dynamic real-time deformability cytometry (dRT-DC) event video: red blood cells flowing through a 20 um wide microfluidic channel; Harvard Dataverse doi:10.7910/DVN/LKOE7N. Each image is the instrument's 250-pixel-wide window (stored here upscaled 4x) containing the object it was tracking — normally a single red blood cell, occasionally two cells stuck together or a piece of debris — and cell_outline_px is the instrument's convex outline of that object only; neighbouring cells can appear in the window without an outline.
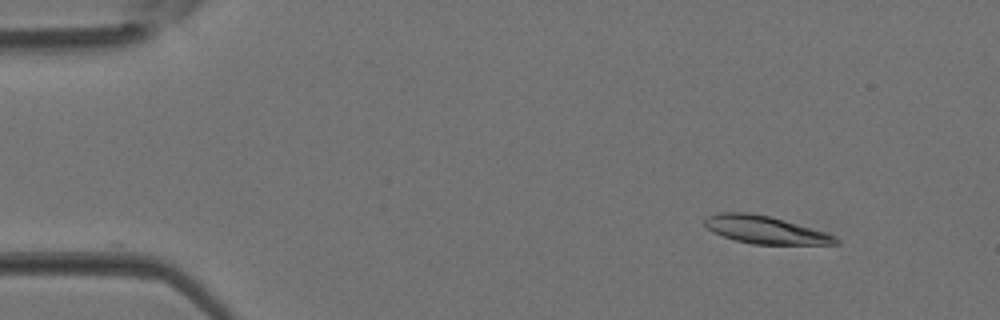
{"species": "Egyptian fruit bat (a non-hibernating species)", "species_latin": "Rousettus aegyptiacus", "temperature_condition": "room temperature", "stored_images_in_passage": 22, "camera_frame_rate_fps": 3000, "um_per_image_px": 0.085, "animal": {"sex": "female"}, "frame": {"image": 1, "passage_image": 1, "time_ms": 0.0, "image_size_px": [1000, 320], "cell_outline_px": [[840, 244], [752, 244], [736, 240], [712, 232], [704, 224], [704, 220], [708, 216], [716, 212], [748, 212], [772, 216], [824, 232], [836, 236], [840, 240]], "centroid_in_image_um": [65.03, 19.52], "position_along_channel_um": 20.0, "area_um2": 21.1}}
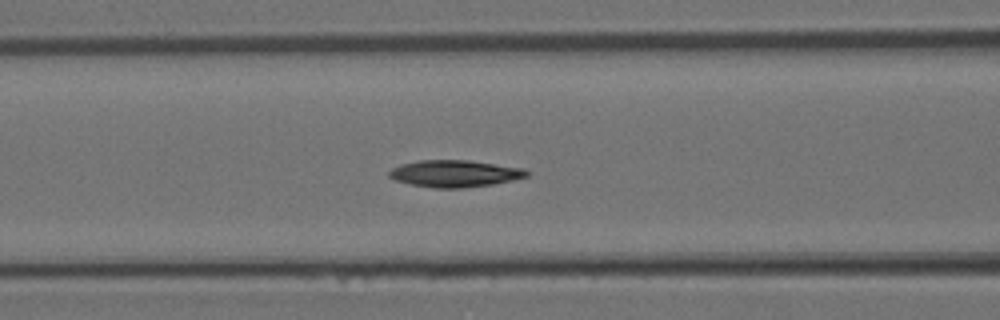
{"frame": {"image": 2, "passage_image": 12, "time_ms": 3.667, "image_size_px": [1000, 320], "cell_outline_px": [[528, 176], [512, 180], [492, 184], [460, 188], [436, 188], [412, 184], [396, 180], [388, 176], [388, 172], [392, 168], [400, 164], [420, 160], [468, 160], [524, 168], [528, 172]], "centroid_in_image_um": [38.64, 14.74], "position_along_channel_um": 128.0, "area_um2": 21.39}}
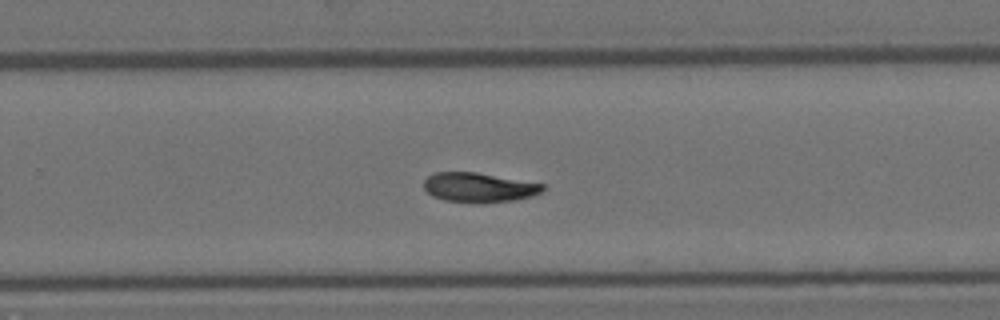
{"frame": {"image": 3, "passage_image": 21, "time_ms": 6.667, "image_size_px": [1000, 320], "cell_outline_px": [[548, 188], [544, 192], [532, 196], [512, 200], [484, 204], [476, 204], [444, 200], [432, 196], [424, 188], [424, 180], [428, 176], [436, 172], [476, 172], [544, 184]], "centroid_in_image_um": [40.74, 15.95], "position_along_channel_um": 289.1, "area_um2": 20.81}}